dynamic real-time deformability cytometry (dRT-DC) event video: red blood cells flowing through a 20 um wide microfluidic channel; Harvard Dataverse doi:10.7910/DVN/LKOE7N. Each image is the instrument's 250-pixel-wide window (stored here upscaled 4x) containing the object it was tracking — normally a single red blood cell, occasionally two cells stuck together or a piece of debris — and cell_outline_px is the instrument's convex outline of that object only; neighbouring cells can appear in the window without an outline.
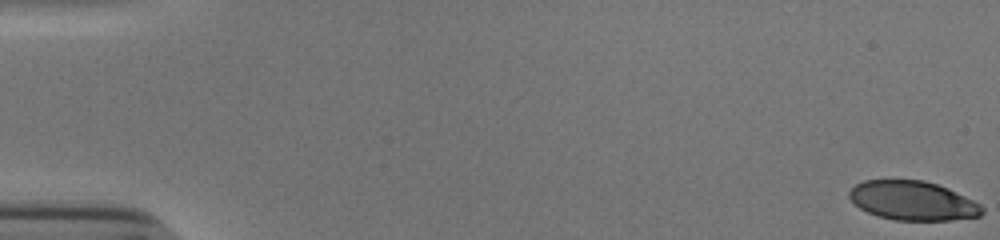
{"species": "human", "species_latin": "Homo sapiens", "temperature_condition": "cold", "stored_images_in_passage": 54, "camera_frame_rate_fps": 3000, "um_per_image_px": 0.085, "donor": {"sex": "male"}, "frame": {"image": 1, "passage_image": 1, "time_ms": 0.0, "image_size_px": [1000, 240], "cell_outline_px": [[984, 212], [980, 216], [948, 220], [892, 220], [868, 212], [860, 208], [848, 196], [848, 192], [856, 184], [864, 180], [924, 180], [948, 188], [980, 204], [984, 208]], "centroid_in_image_um": [77.58, 17.06], "position_along_channel_um": 7.4, "area_um2": 30.11}}
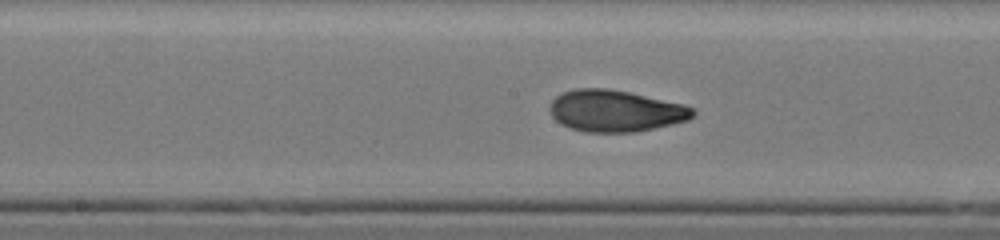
{"frame": {"image": 2, "passage_image": 29, "time_ms": 9.333, "image_size_px": [1000, 240], "cell_outline_px": [[696, 112], [688, 120], [672, 124], [636, 132], [584, 132], [560, 124], [552, 116], [548, 108], [552, 100], [556, 96], [564, 92], [576, 88], [608, 88], [628, 92], [684, 104], [692, 108]], "centroid_in_image_um": [52.29, 9.42], "position_along_channel_um": 195.9, "area_um2": 34.68}}
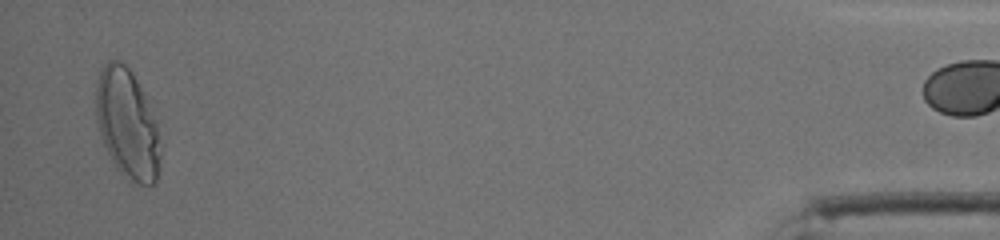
{"frame": {"image": 3, "passage_image": 53, "time_ms": 17.333, "image_size_px": [1000, 240], "cell_outline_px": [[160, 156], [156, 184], [132, 184], [116, 168], [104, 144], [100, 132], [96, 116], [96, 84], [100, 72], [104, 64], [108, 60], [120, 60], [132, 72], [144, 96], [156, 124]], "centroid_in_image_um": [10.79, 10.56], "position_along_channel_um": 424.4, "area_um2": 40.46}}